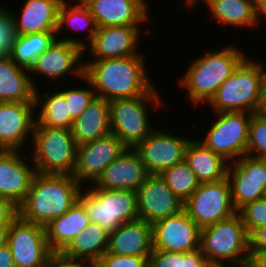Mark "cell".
Segmentation results:
<instances>
[{"mask_svg": "<svg viewBox=\"0 0 266 267\" xmlns=\"http://www.w3.org/2000/svg\"><path fill=\"white\" fill-rule=\"evenodd\" d=\"M144 56L142 53L115 59L83 60V76L91 83L96 96L107 101L159 92L153 80L150 81Z\"/></svg>", "mask_w": 266, "mask_h": 267, "instance_id": "cell-1", "label": "cell"}, {"mask_svg": "<svg viewBox=\"0 0 266 267\" xmlns=\"http://www.w3.org/2000/svg\"><path fill=\"white\" fill-rule=\"evenodd\" d=\"M84 187L72 175L36 173L18 216L24 221L46 226L67 212Z\"/></svg>", "mask_w": 266, "mask_h": 267, "instance_id": "cell-2", "label": "cell"}, {"mask_svg": "<svg viewBox=\"0 0 266 267\" xmlns=\"http://www.w3.org/2000/svg\"><path fill=\"white\" fill-rule=\"evenodd\" d=\"M237 46H225L220 50L207 51L194 59L186 74L179 81L187 89L188 98L195 106L205 104L247 57ZM244 52V53H243Z\"/></svg>", "mask_w": 266, "mask_h": 267, "instance_id": "cell-3", "label": "cell"}, {"mask_svg": "<svg viewBox=\"0 0 266 267\" xmlns=\"http://www.w3.org/2000/svg\"><path fill=\"white\" fill-rule=\"evenodd\" d=\"M265 73L263 63L247 56L207 104L215 113L261 111Z\"/></svg>", "mask_w": 266, "mask_h": 267, "instance_id": "cell-4", "label": "cell"}, {"mask_svg": "<svg viewBox=\"0 0 266 267\" xmlns=\"http://www.w3.org/2000/svg\"><path fill=\"white\" fill-rule=\"evenodd\" d=\"M200 250L207 262L214 266L247 267L249 234L239 213L202 228Z\"/></svg>", "mask_w": 266, "mask_h": 267, "instance_id": "cell-5", "label": "cell"}, {"mask_svg": "<svg viewBox=\"0 0 266 267\" xmlns=\"http://www.w3.org/2000/svg\"><path fill=\"white\" fill-rule=\"evenodd\" d=\"M31 162L40 174L72 175L77 143L71 129L34 126Z\"/></svg>", "mask_w": 266, "mask_h": 267, "instance_id": "cell-6", "label": "cell"}, {"mask_svg": "<svg viewBox=\"0 0 266 267\" xmlns=\"http://www.w3.org/2000/svg\"><path fill=\"white\" fill-rule=\"evenodd\" d=\"M162 97L159 92H147L143 96L109 101L111 133L126 147L134 148L155 129L150 126L147 104L162 108L165 104Z\"/></svg>", "mask_w": 266, "mask_h": 267, "instance_id": "cell-7", "label": "cell"}, {"mask_svg": "<svg viewBox=\"0 0 266 267\" xmlns=\"http://www.w3.org/2000/svg\"><path fill=\"white\" fill-rule=\"evenodd\" d=\"M78 201L84 206L90 222L109 233L122 223L139 219L134 191L87 187L81 190Z\"/></svg>", "mask_w": 266, "mask_h": 267, "instance_id": "cell-8", "label": "cell"}, {"mask_svg": "<svg viewBox=\"0 0 266 267\" xmlns=\"http://www.w3.org/2000/svg\"><path fill=\"white\" fill-rule=\"evenodd\" d=\"M216 114L217 118L209 125L205 137L197 140L228 163L237 161L247 153L249 125L253 113L217 112Z\"/></svg>", "mask_w": 266, "mask_h": 267, "instance_id": "cell-9", "label": "cell"}, {"mask_svg": "<svg viewBox=\"0 0 266 267\" xmlns=\"http://www.w3.org/2000/svg\"><path fill=\"white\" fill-rule=\"evenodd\" d=\"M59 38L58 36L56 41L35 59L34 64L29 69V75L35 89L38 87L32 77L33 73L36 76L39 74L42 78L43 76L48 77L47 79H51L52 82L53 80L58 82L67 73L69 76L70 74L74 75L78 81H81L79 79L83 77L84 40L82 41L76 36Z\"/></svg>", "mask_w": 266, "mask_h": 267, "instance_id": "cell-10", "label": "cell"}, {"mask_svg": "<svg viewBox=\"0 0 266 267\" xmlns=\"http://www.w3.org/2000/svg\"><path fill=\"white\" fill-rule=\"evenodd\" d=\"M183 209L201 229L237 213L227 178L218 182L200 183L183 203Z\"/></svg>", "mask_w": 266, "mask_h": 267, "instance_id": "cell-11", "label": "cell"}, {"mask_svg": "<svg viewBox=\"0 0 266 267\" xmlns=\"http://www.w3.org/2000/svg\"><path fill=\"white\" fill-rule=\"evenodd\" d=\"M7 245L15 267H46L52 254L45 227L24 221L19 216L9 225Z\"/></svg>", "mask_w": 266, "mask_h": 267, "instance_id": "cell-12", "label": "cell"}, {"mask_svg": "<svg viewBox=\"0 0 266 267\" xmlns=\"http://www.w3.org/2000/svg\"><path fill=\"white\" fill-rule=\"evenodd\" d=\"M228 179L234 208L266 197V160L243 156L228 163Z\"/></svg>", "mask_w": 266, "mask_h": 267, "instance_id": "cell-13", "label": "cell"}, {"mask_svg": "<svg viewBox=\"0 0 266 267\" xmlns=\"http://www.w3.org/2000/svg\"><path fill=\"white\" fill-rule=\"evenodd\" d=\"M166 132L155 128L134 147L149 174H160L185 160L186 147L191 139Z\"/></svg>", "mask_w": 266, "mask_h": 267, "instance_id": "cell-14", "label": "cell"}, {"mask_svg": "<svg viewBox=\"0 0 266 267\" xmlns=\"http://www.w3.org/2000/svg\"><path fill=\"white\" fill-rule=\"evenodd\" d=\"M127 147L114 135L90 141L77 147L76 164L72 176L82 185L96 180Z\"/></svg>", "mask_w": 266, "mask_h": 267, "instance_id": "cell-15", "label": "cell"}, {"mask_svg": "<svg viewBox=\"0 0 266 267\" xmlns=\"http://www.w3.org/2000/svg\"><path fill=\"white\" fill-rule=\"evenodd\" d=\"M200 230L183 209L152 224L153 250L181 253L198 250Z\"/></svg>", "mask_w": 266, "mask_h": 267, "instance_id": "cell-16", "label": "cell"}, {"mask_svg": "<svg viewBox=\"0 0 266 267\" xmlns=\"http://www.w3.org/2000/svg\"><path fill=\"white\" fill-rule=\"evenodd\" d=\"M136 194L139 219L149 224L183 210V202L174 195L159 174H150Z\"/></svg>", "mask_w": 266, "mask_h": 267, "instance_id": "cell-17", "label": "cell"}, {"mask_svg": "<svg viewBox=\"0 0 266 267\" xmlns=\"http://www.w3.org/2000/svg\"><path fill=\"white\" fill-rule=\"evenodd\" d=\"M35 108L34 102H0V150L22 151L32 142Z\"/></svg>", "mask_w": 266, "mask_h": 267, "instance_id": "cell-18", "label": "cell"}, {"mask_svg": "<svg viewBox=\"0 0 266 267\" xmlns=\"http://www.w3.org/2000/svg\"><path fill=\"white\" fill-rule=\"evenodd\" d=\"M140 26H105L97 28L91 43L87 46L91 60L115 59L139 55Z\"/></svg>", "mask_w": 266, "mask_h": 267, "instance_id": "cell-19", "label": "cell"}, {"mask_svg": "<svg viewBox=\"0 0 266 267\" xmlns=\"http://www.w3.org/2000/svg\"><path fill=\"white\" fill-rule=\"evenodd\" d=\"M27 157L20 150H0V197L11 200L17 207L24 201L37 173Z\"/></svg>", "mask_w": 266, "mask_h": 267, "instance_id": "cell-20", "label": "cell"}, {"mask_svg": "<svg viewBox=\"0 0 266 267\" xmlns=\"http://www.w3.org/2000/svg\"><path fill=\"white\" fill-rule=\"evenodd\" d=\"M150 174L134 148H126L88 188L130 190L136 192Z\"/></svg>", "mask_w": 266, "mask_h": 267, "instance_id": "cell-21", "label": "cell"}, {"mask_svg": "<svg viewBox=\"0 0 266 267\" xmlns=\"http://www.w3.org/2000/svg\"><path fill=\"white\" fill-rule=\"evenodd\" d=\"M147 0H93L87 7L97 28L105 26H139L148 23Z\"/></svg>", "mask_w": 266, "mask_h": 267, "instance_id": "cell-22", "label": "cell"}, {"mask_svg": "<svg viewBox=\"0 0 266 267\" xmlns=\"http://www.w3.org/2000/svg\"><path fill=\"white\" fill-rule=\"evenodd\" d=\"M153 251L152 224L138 219L122 223L109 233L107 252L122 256L149 257Z\"/></svg>", "mask_w": 266, "mask_h": 267, "instance_id": "cell-23", "label": "cell"}, {"mask_svg": "<svg viewBox=\"0 0 266 267\" xmlns=\"http://www.w3.org/2000/svg\"><path fill=\"white\" fill-rule=\"evenodd\" d=\"M64 0H26L20 16L12 11L19 35L57 32L59 8ZM14 12V13H13Z\"/></svg>", "mask_w": 266, "mask_h": 267, "instance_id": "cell-24", "label": "cell"}, {"mask_svg": "<svg viewBox=\"0 0 266 267\" xmlns=\"http://www.w3.org/2000/svg\"><path fill=\"white\" fill-rule=\"evenodd\" d=\"M71 133L77 145L111 134L109 101L96 96L79 117L73 120Z\"/></svg>", "mask_w": 266, "mask_h": 267, "instance_id": "cell-25", "label": "cell"}, {"mask_svg": "<svg viewBox=\"0 0 266 267\" xmlns=\"http://www.w3.org/2000/svg\"><path fill=\"white\" fill-rule=\"evenodd\" d=\"M90 223L84 206L77 201L67 212L45 226L52 253H60Z\"/></svg>", "mask_w": 266, "mask_h": 267, "instance_id": "cell-26", "label": "cell"}, {"mask_svg": "<svg viewBox=\"0 0 266 267\" xmlns=\"http://www.w3.org/2000/svg\"><path fill=\"white\" fill-rule=\"evenodd\" d=\"M34 97L29 70L0 57V102H34Z\"/></svg>", "mask_w": 266, "mask_h": 267, "instance_id": "cell-27", "label": "cell"}, {"mask_svg": "<svg viewBox=\"0 0 266 267\" xmlns=\"http://www.w3.org/2000/svg\"><path fill=\"white\" fill-rule=\"evenodd\" d=\"M185 161L200 183L218 182L226 178L228 162L191 138L185 151Z\"/></svg>", "mask_w": 266, "mask_h": 267, "instance_id": "cell-28", "label": "cell"}, {"mask_svg": "<svg viewBox=\"0 0 266 267\" xmlns=\"http://www.w3.org/2000/svg\"><path fill=\"white\" fill-rule=\"evenodd\" d=\"M109 232L100 225L90 222L60 252L70 259L97 263L108 249Z\"/></svg>", "mask_w": 266, "mask_h": 267, "instance_id": "cell-29", "label": "cell"}, {"mask_svg": "<svg viewBox=\"0 0 266 267\" xmlns=\"http://www.w3.org/2000/svg\"><path fill=\"white\" fill-rule=\"evenodd\" d=\"M201 1L207 6L208 12L214 18V21L221 25L233 26L234 28H253L259 26L255 14L254 0H196Z\"/></svg>", "mask_w": 266, "mask_h": 267, "instance_id": "cell-30", "label": "cell"}, {"mask_svg": "<svg viewBox=\"0 0 266 267\" xmlns=\"http://www.w3.org/2000/svg\"><path fill=\"white\" fill-rule=\"evenodd\" d=\"M39 88L35 89L34 103L35 111L39 114L35 116L34 126H47L59 129H71L73 119L69 115L68 103L64 94L59 90L49 93L44 91L40 94ZM40 110V111H37Z\"/></svg>", "mask_w": 266, "mask_h": 267, "instance_id": "cell-31", "label": "cell"}, {"mask_svg": "<svg viewBox=\"0 0 266 267\" xmlns=\"http://www.w3.org/2000/svg\"><path fill=\"white\" fill-rule=\"evenodd\" d=\"M57 39V32H38L19 35L9 56L18 66L30 69L35 59Z\"/></svg>", "mask_w": 266, "mask_h": 267, "instance_id": "cell-32", "label": "cell"}, {"mask_svg": "<svg viewBox=\"0 0 266 267\" xmlns=\"http://www.w3.org/2000/svg\"><path fill=\"white\" fill-rule=\"evenodd\" d=\"M67 1L64 0L59 8L57 37L59 34L61 36L65 26L70 27L71 31L74 30L75 32L76 30L80 32L81 30L87 29L88 33L86 32L84 42V55H86L85 52L86 50L88 51L87 46L91 43L97 31L95 19L87 6L70 4V0L69 2Z\"/></svg>", "mask_w": 266, "mask_h": 267, "instance_id": "cell-33", "label": "cell"}, {"mask_svg": "<svg viewBox=\"0 0 266 267\" xmlns=\"http://www.w3.org/2000/svg\"><path fill=\"white\" fill-rule=\"evenodd\" d=\"M159 175L166 182L174 195L183 203L192 195L200 184L195 173L185 160L164 169Z\"/></svg>", "mask_w": 266, "mask_h": 267, "instance_id": "cell-34", "label": "cell"}, {"mask_svg": "<svg viewBox=\"0 0 266 267\" xmlns=\"http://www.w3.org/2000/svg\"><path fill=\"white\" fill-rule=\"evenodd\" d=\"M247 156L266 160V113L259 111L252 114L249 125Z\"/></svg>", "mask_w": 266, "mask_h": 267, "instance_id": "cell-35", "label": "cell"}, {"mask_svg": "<svg viewBox=\"0 0 266 267\" xmlns=\"http://www.w3.org/2000/svg\"><path fill=\"white\" fill-rule=\"evenodd\" d=\"M81 83L88 84L87 86L90 88H67L60 89L61 87L57 88L59 89L65 97L66 103H68L69 108V115L73 120H75L79 115L87 108V106L91 103V101L96 97V93L91 85V83L83 76L81 78Z\"/></svg>", "mask_w": 266, "mask_h": 267, "instance_id": "cell-36", "label": "cell"}, {"mask_svg": "<svg viewBox=\"0 0 266 267\" xmlns=\"http://www.w3.org/2000/svg\"><path fill=\"white\" fill-rule=\"evenodd\" d=\"M18 36L12 10L0 6V57H9L11 55Z\"/></svg>", "mask_w": 266, "mask_h": 267, "instance_id": "cell-37", "label": "cell"}, {"mask_svg": "<svg viewBox=\"0 0 266 267\" xmlns=\"http://www.w3.org/2000/svg\"><path fill=\"white\" fill-rule=\"evenodd\" d=\"M237 212L250 234L255 228L266 225V197L245 204Z\"/></svg>", "mask_w": 266, "mask_h": 267, "instance_id": "cell-38", "label": "cell"}, {"mask_svg": "<svg viewBox=\"0 0 266 267\" xmlns=\"http://www.w3.org/2000/svg\"><path fill=\"white\" fill-rule=\"evenodd\" d=\"M149 257L122 256L105 252L96 267H147Z\"/></svg>", "mask_w": 266, "mask_h": 267, "instance_id": "cell-39", "label": "cell"}, {"mask_svg": "<svg viewBox=\"0 0 266 267\" xmlns=\"http://www.w3.org/2000/svg\"><path fill=\"white\" fill-rule=\"evenodd\" d=\"M148 264L150 267H178V252L153 250Z\"/></svg>", "mask_w": 266, "mask_h": 267, "instance_id": "cell-40", "label": "cell"}, {"mask_svg": "<svg viewBox=\"0 0 266 267\" xmlns=\"http://www.w3.org/2000/svg\"><path fill=\"white\" fill-rule=\"evenodd\" d=\"M209 263L201 250L178 252V267H207Z\"/></svg>", "mask_w": 266, "mask_h": 267, "instance_id": "cell-41", "label": "cell"}, {"mask_svg": "<svg viewBox=\"0 0 266 267\" xmlns=\"http://www.w3.org/2000/svg\"><path fill=\"white\" fill-rule=\"evenodd\" d=\"M46 267H96V264L86 260L70 259L60 253H52Z\"/></svg>", "mask_w": 266, "mask_h": 267, "instance_id": "cell-42", "label": "cell"}, {"mask_svg": "<svg viewBox=\"0 0 266 267\" xmlns=\"http://www.w3.org/2000/svg\"><path fill=\"white\" fill-rule=\"evenodd\" d=\"M18 217V207L9 199L0 197V226L10 225Z\"/></svg>", "mask_w": 266, "mask_h": 267, "instance_id": "cell-43", "label": "cell"}, {"mask_svg": "<svg viewBox=\"0 0 266 267\" xmlns=\"http://www.w3.org/2000/svg\"><path fill=\"white\" fill-rule=\"evenodd\" d=\"M249 251H266V225L249 234Z\"/></svg>", "mask_w": 266, "mask_h": 267, "instance_id": "cell-44", "label": "cell"}, {"mask_svg": "<svg viewBox=\"0 0 266 267\" xmlns=\"http://www.w3.org/2000/svg\"><path fill=\"white\" fill-rule=\"evenodd\" d=\"M247 267H266V251H249Z\"/></svg>", "mask_w": 266, "mask_h": 267, "instance_id": "cell-45", "label": "cell"}, {"mask_svg": "<svg viewBox=\"0 0 266 267\" xmlns=\"http://www.w3.org/2000/svg\"><path fill=\"white\" fill-rule=\"evenodd\" d=\"M0 267H15L13 255L8 245L0 248Z\"/></svg>", "mask_w": 266, "mask_h": 267, "instance_id": "cell-46", "label": "cell"}, {"mask_svg": "<svg viewBox=\"0 0 266 267\" xmlns=\"http://www.w3.org/2000/svg\"><path fill=\"white\" fill-rule=\"evenodd\" d=\"M255 14L258 22L260 23L261 17L266 22V0H254Z\"/></svg>", "mask_w": 266, "mask_h": 267, "instance_id": "cell-47", "label": "cell"}, {"mask_svg": "<svg viewBox=\"0 0 266 267\" xmlns=\"http://www.w3.org/2000/svg\"><path fill=\"white\" fill-rule=\"evenodd\" d=\"M9 225L0 226V248L7 245Z\"/></svg>", "mask_w": 266, "mask_h": 267, "instance_id": "cell-48", "label": "cell"}, {"mask_svg": "<svg viewBox=\"0 0 266 267\" xmlns=\"http://www.w3.org/2000/svg\"><path fill=\"white\" fill-rule=\"evenodd\" d=\"M261 111L266 113V73L264 76V83H263V99H262Z\"/></svg>", "mask_w": 266, "mask_h": 267, "instance_id": "cell-49", "label": "cell"}, {"mask_svg": "<svg viewBox=\"0 0 266 267\" xmlns=\"http://www.w3.org/2000/svg\"><path fill=\"white\" fill-rule=\"evenodd\" d=\"M78 5H83V6H87L90 2H92L93 0H73ZM78 2V3H77Z\"/></svg>", "mask_w": 266, "mask_h": 267, "instance_id": "cell-50", "label": "cell"}, {"mask_svg": "<svg viewBox=\"0 0 266 267\" xmlns=\"http://www.w3.org/2000/svg\"><path fill=\"white\" fill-rule=\"evenodd\" d=\"M185 2H186L185 4H187L186 6L191 8V0H186Z\"/></svg>", "mask_w": 266, "mask_h": 267, "instance_id": "cell-51", "label": "cell"}, {"mask_svg": "<svg viewBox=\"0 0 266 267\" xmlns=\"http://www.w3.org/2000/svg\"><path fill=\"white\" fill-rule=\"evenodd\" d=\"M196 3V0H191V7Z\"/></svg>", "mask_w": 266, "mask_h": 267, "instance_id": "cell-52", "label": "cell"}, {"mask_svg": "<svg viewBox=\"0 0 266 267\" xmlns=\"http://www.w3.org/2000/svg\"><path fill=\"white\" fill-rule=\"evenodd\" d=\"M207 267H217V266H214V265H212V264H209Z\"/></svg>", "mask_w": 266, "mask_h": 267, "instance_id": "cell-53", "label": "cell"}]
</instances>
